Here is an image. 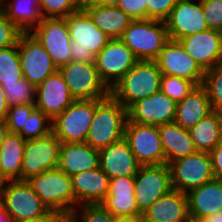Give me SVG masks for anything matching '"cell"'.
Listing matches in <instances>:
<instances>
[{
	"label": "cell",
	"instance_id": "1",
	"mask_svg": "<svg viewBox=\"0 0 222 222\" xmlns=\"http://www.w3.org/2000/svg\"><path fill=\"white\" fill-rule=\"evenodd\" d=\"M127 109L111 94L95 99V114L86 143L94 149H102L124 138Z\"/></svg>",
	"mask_w": 222,
	"mask_h": 222
},
{
	"label": "cell",
	"instance_id": "2",
	"mask_svg": "<svg viewBox=\"0 0 222 222\" xmlns=\"http://www.w3.org/2000/svg\"><path fill=\"white\" fill-rule=\"evenodd\" d=\"M162 72L155 61H138L110 90L127 110L136 102L160 91Z\"/></svg>",
	"mask_w": 222,
	"mask_h": 222
},
{
	"label": "cell",
	"instance_id": "3",
	"mask_svg": "<svg viewBox=\"0 0 222 222\" xmlns=\"http://www.w3.org/2000/svg\"><path fill=\"white\" fill-rule=\"evenodd\" d=\"M27 182L49 211L71 213L76 208L72 178L60 168L49 169L30 177Z\"/></svg>",
	"mask_w": 222,
	"mask_h": 222
},
{
	"label": "cell",
	"instance_id": "4",
	"mask_svg": "<svg viewBox=\"0 0 222 222\" xmlns=\"http://www.w3.org/2000/svg\"><path fill=\"white\" fill-rule=\"evenodd\" d=\"M139 61H154L169 40L165 22L136 19L120 38Z\"/></svg>",
	"mask_w": 222,
	"mask_h": 222
},
{
	"label": "cell",
	"instance_id": "5",
	"mask_svg": "<svg viewBox=\"0 0 222 222\" xmlns=\"http://www.w3.org/2000/svg\"><path fill=\"white\" fill-rule=\"evenodd\" d=\"M95 114V99L75 100L52 120V133L61 143L85 142Z\"/></svg>",
	"mask_w": 222,
	"mask_h": 222
},
{
	"label": "cell",
	"instance_id": "6",
	"mask_svg": "<svg viewBox=\"0 0 222 222\" xmlns=\"http://www.w3.org/2000/svg\"><path fill=\"white\" fill-rule=\"evenodd\" d=\"M171 184L174 190L188 193L214 179L209 152L196 151L169 164Z\"/></svg>",
	"mask_w": 222,
	"mask_h": 222
},
{
	"label": "cell",
	"instance_id": "7",
	"mask_svg": "<svg viewBox=\"0 0 222 222\" xmlns=\"http://www.w3.org/2000/svg\"><path fill=\"white\" fill-rule=\"evenodd\" d=\"M58 70L75 100L104 99L110 95L95 64L70 61Z\"/></svg>",
	"mask_w": 222,
	"mask_h": 222
},
{
	"label": "cell",
	"instance_id": "8",
	"mask_svg": "<svg viewBox=\"0 0 222 222\" xmlns=\"http://www.w3.org/2000/svg\"><path fill=\"white\" fill-rule=\"evenodd\" d=\"M124 138L141 166L165 164L158 126L130 122L127 119Z\"/></svg>",
	"mask_w": 222,
	"mask_h": 222
},
{
	"label": "cell",
	"instance_id": "9",
	"mask_svg": "<svg viewBox=\"0 0 222 222\" xmlns=\"http://www.w3.org/2000/svg\"><path fill=\"white\" fill-rule=\"evenodd\" d=\"M134 195L143 214L155 201L170 192L171 172L168 164L140 166L134 176Z\"/></svg>",
	"mask_w": 222,
	"mask_h": 222
},
{
	"label": "cell",
	"instance_id": "10",
	"mask_svg": "<svg viewBox=\"0 0 222 222\" xmlns=\"http://www.w3.org/2000/svg\"><path fill=\"white\" fill-rule=\"evenodd\" d=\"M139 60L120 39H110L105 47L96 54L95 66L101 80L111 90Z\"/></svg>",
	"mask_w": 222,
	"mask_h": 222
},
{
	"label": "cell",
	"instance_id": "11",
	"mask_svg": "<svg viewBox=\"0 0 222 222\" xmlns=\"http://www.w3.org/2000/svg\"><path fill=\"white\" fill-rule=\"evenodd\" d=\"M1 205L13 220L32 219L51 212L27 180H9L1 198Z\"/></svg>",
	"mask_w": 222,
	"mask_h": 222
},
{
	"label": "cell",
	"instance_id": "12",
	"mask_svg": "<svg viewBox=\"0 0 222 222\" xmlns=\"http://www.w3.org/2000/svg\"><path fill=\"white\" fill-rule=\"evenodd\" d=\"M23 77L38 86L58 69L44 47L31 33H22L17 42Z\"/></svg>",
	"mask_w": 222,
	"mask_h": 222
},
{
	"label": "cell",
	"instance_id": "13",
	"mask_svg": "<svg viewBox=\"0 0 222 222\" xmlns=\"http://www.w3.org/2000/svg\"><path fill=\"white\" fill-rule=\"evenodd\" d=\"M31 34L48 52L57 69L71 61V37L66 18H43Z\"/></svg>",
	"mask_w": 222,
	"mask_h": 222
},
{
	"label": "cell",
	"instance_id": "14",
	"mask_svg": "<svg viewBox=\"0 0 222 222\" xmlns=\"http://www.w3.org/2000/svg\"><path fill=\"white\" fill-rule=\"evenodd\" d=\"M61 142L51 132L45 137L27 140L21 167V180H28L57 167Z\"/></svg>",
	"mask_w": 222,
	"mask_h": 222
},
{
	"label": "cell",
	"instance_id": "15",
	"mask_svg": "<svg viewBox=\"0 0 222 222\" xmlns=\"http://www.w3.org/2000/svg\"><path fill=\"white\" fill-rule=\"evenodd\" d=\"M162 75L176 76L202 85L204 71L185 51L179 41L169 39L154 60Z\"/></svg>",
	"mask_w": 222,
	"mask_h": 222
},
{
	"label": "cell",
	"instance_id": "16",
	"mask_svg": "<svg viewBox=\"0 0 222 222\" xmlns=\"http://www.w3.org/2000/svg\"><path fill=\"white\" fill-rule=\"evenodd\" d=\"M165 24L169 39L176 41L209 29L203 15L201 0H179Z\"/></svg>",
	"mask_w": 222,
	"mask_h": 222
},
{
	"label": "cell",
	"instance_id": "17",
	"mask_svg": "<svg viewBox=\"0 0 222 222\" xmlns=\"http://www.w3.org/2000/svg\"><path fill=\"white\" fill-rule=\"evenodd\" d=\"M178 41L204 72L222 63V32L207 29Z\"/></svg>",
	"mask_w": 222,
	"mask_h": 222
},
{
	"label": "cell",
	"instance_id": "18",
	"mask_svg": "<svg viewBox=\"0 0 222 222\" xmlns=\"http://www.w3.org/2000/svg\"><path fill=\"white\" fill-rule=\"evenodd\" d=\"M177 103L161 90L134 103L128 110L130 122L159 126L174 122Z\"/></svg>",
	"mask_w": 222,
	"mask_h": 222
},
{
	"label": "cell",
	"instance_id": "19",
	"mask_svg": "<svg viewBox=\"0 0 222 222\" xmlns=\"http://www.w3.org/2000/svg\"><path fill=\"white\" fill-rule=\"evenodd\" d=\"M75 99L59 70L36 86V109L45 113L51 120L65 111Z\"/></svg>",
	"mask_w": 222,
	"mask_h": 222
},
{
	"label": "cell",
	"instance_id": "20",
	"mask_svg": "<svg viewBox=\"0 0 222 222\" xmlns=\"http://www.w3.org/2000/svg\"><path fill=\"white\" fill-rule=\"evenodd\" d=\"M70 47H83L98 54L111 39L93 22L89 14L81 7L77 12L66 17Z\"/></svg>",
	"mask_w": 222,
	"mask_h": 222
},
{
	"label": "cell",
	"instance_id": "21",
	"mask_svg": "<svg viewBox=\"0 0 222 222\" xmlns=\"http://www.w3.org/2000/svg\"><path fill=\"white\" fill-rule=\"evenodd\" d=\"M134 176H121L109 179L108 193L101 205L116 218L140 216L135 195Z\"/></svg>",
	"mask_w": 222,
	"mask_h": 222
},
{
	"label": "cell",
	"instance_id": "22",
	"mask_svg": "<svg viewBox=\"0 0 222 222\" xmlns=\"http://www.w3.org/2000/svg\"><path fill=\"white\" fill-rule=\"evenodd\" d=\"M99 163L109 179L135 176L141 166L125 138L100 149Z\"/></svg>",
	"mask_w": 222,
	"mask_h": 222
},
{
	"label": "cell",
	"instance_id": "23",
	"mask_svg": "<svg viewBox=\"0 0 222 222\" xmlns=\"http://www.w3.org/2000/svg\"><path fill=\"white\" fill-rule=\"evenodd\" d=\"M71 178L76 207L101 204L106 198L109 177L100 167L75 174Z\"/></svg>",
	"mask_w": 222,
	"mask_h": 222
},
{
	"label": "cell",
	"instance_id": "24",
	"mask_svg": "<svg viewBox=\"0 0 222 222\" xmlns=\"http://www.w3.org/2000/svg\"><path fill=\"white\" fill-rule=\"evenodd\" d=\"M57 167L70 177L98 168L99 150L86 142L61 143Z\"/></svg>",
	"mask_w": 222,
	"mask_h": 222
},
{
	"label": "cell",
	"instance_id": "25",
	"mask_svg": "<svg viewBox=\"0 0 222 222\" xmlns=\"http://www.w3.org/2000/svg\"><path fill=\"white\" fill-rule=\"evenodd\" d=\"M187 194L190 220H199L222 211V180L212 179Z\"/></svg>",
	"mask_w": 222,
	"mask_h": 222
},
{
	"label": "cell",
	"instance_id": "26",
	"mask_svg": "<svg viewBox=\"0 0 222 222\" xmlns=\"http://www.w3.org/2000/svg\"><path fill=\"white\" fill-rule=\"evenodd\" d=\"M143 214L158 222H189L187 194L172 189L155 201Z\"/></svg>",
	"mask_w": 222,
	"mask_h": 222
},
{
	"label": "cell",
	"instance_id": "27",
	"mask_svg": "<svg viewBox=\"0 0 222 222\" xmlns=\"http://www.w3.org/2000/svg\"><path fill=\"white\" fill-rule=\"evenodd\" d=\"M94 24L111 39L121 38L125 29L134 20L118 6L82 4Z\"/></svg>",
	"mask_w": 222,
	"mask_h": 222
},
{
	"label": "cell",
	"instance_id": "28",
	"mask_svg": "<svg viewBox=\"0 0 222 222\" xmlns=\"http://www.w3.org/2000/svg\"><path fill=\"white\" fill-rule=\"evenodd\" d=\"M212 111L207 91L199 85L177 103L174 122L189 130Z\"/></svg>",
	"mask_w": 222,
	"mask_h": 222
},
{
	"label": "cell",
	"instance_id": "29",
	"mask_svg": "<svg viewBox=\"0 0 222 222\" xmlns=\"http://www.w3.org/2000/svg\"><path fill=\"white\" fill-rule=\"evenodd\" d=\"M158 129L166 164L197 151L189 131L176 122L159 125Z\"/></svg>",
	"mask_w": 222,
	"mask_h": 222
},
{
	"label": "cell",
	"instance_id": "30",
	"mask_svg": "<svg viewBox=\"0 0 222 222\" xmlns=\"http://www.w3.org/2000/svg\"><path fill=\"white\" fill-rule=\"evenodd\" d=\"M1 8L22 33H31L43 19L40 0H6Z\"/></svg>",
	"mask_w": 222,
	"mask_h": 222
},
{
	"label": "cell",
	"instance_id": "31",
	"mask_svg": "<svg viewBox=\"0 0 222 222\" xmlns=\"http://www.w3.org/2000/svg\"><path fill=\"white\" fill-rule=\"evenodd\" d=\"M188 131L195 149L210 153L222 139V112L212 111Z\"/></svg>",
	"mask_w": 222,
	"mask_h": 222
},
{
	"label": "cell",
	"instance_id": "32",
	"mask_svg": "<svg viewBox=\"0 0 222 222\" xmlns=\"http://www.w3.org/2000/svg\"><path fill=\"white\" fill-rule=\"evenodd\" d=\"M26 141L20 134L9 132L0 148V170L9 180H21Z\"/></svg>",
	"mask_w": 222,
	"mask_h": 222
},
{
	"label": "cell",
	"instance_id": "33",
	"mask_svg": "<svg viewBox=\"0 0 222 222\" xmlns=\"http://www.w3.org/2000/svg\"><path fill=\"white\" fill-rule=\"evenodd\" d=\"M23 78L17 44L0 49V85L18 83Z\"/></svg>",
	"mask_w": 222,
	"mask_h": 222
},
{
	"label": "cell",
	"instance_id": "34",
	"mask_svg": "<svg viewBox=\"0 0 222 222\" xmlns=\"http://www.w3.org/2000/svg\"><path fill=\"white\" fill-rule=\"evenodd\" d=\"M8 106L35 104L36 86L22 78L18 83L2 84Z\"/></svg>",
	"mask_w": 222,
	"mask_h": 222
},
{
	"label": "cell",
	"instance_id": "35",
	"mask_svg": "<svg viewBox=\"0 0 222 222\" xmlns=\"http://www.w3.org/2000/svg\"><path fill=\"white\" fill-rule=\"evenodd\" d=\"M202 86L207 91L212 110L222 112V63L204 72Z\"/></svg>",
	"mask_w": 222,
	"mask_h": 222
},
{
	"label": "cell",
	"instance_id": "36",
	"mask_svg": "<svg viewBox=\"0 0 222 222\" xmlns=\"http://www.w3.org/2000/svg\"><path fill=\"white\" fill-rule=\"evenodd\" d=\"M52 132V120L42 111L35 109L27 119L26 128L20 134L25 140L37 139Z\"/></svg>",
	"mask_w": 222,
	"mask_h": 222
},
{
	"label": "cell",
	"instance_id": "37",
	"mask_svg": "<svg viewBox=\"0 0 222 222\" xmlns=\"http://www.w3.org/2000/svg\"><path fill=\"white\" fill-rule=\"evenodd\" d=\"M197 85L184 78L162 75L160 90L176 103L182 101Z\"/></svg>",
	"mask_w": 222,
	"mask_h": 222
},
{
	"label": "cell",
	"instance_id": "38",
	"mask_svg": "<svg viewBox=\"0 0 222 222\" xmlns=\"http://www.w3.org/2000/svg\"><path fill=\"white\" fill-rule=\"evenodd\" d=\"M82 7V0H40L43 18H66Z\"/></svg>",
	"mask_w": 222,
	"mask_h": 222
},
{
	"label": "cell",
	"instance_id": "39",
	"mask_svg": "<svg viewBox=\"0 0 222 222\" xmlns=\"http://www.w3.org/2000/svg\"><path fill=\"white\" fill-rule=\"evenodd\" d=\"M70 214L72 222H115L117 219L101 204L77 206Z\"/></svg>",
	"mask_w": 222,
	"mask_h": 222
},
{
	"label": "cell",
	"instance_id": "40",
	"mask_svg": "<svg viewBox=\"0 0 222 222\" xmlns=\"http://www.w3.org/2000/svg\"><path fill=\"white\" fill-rule=\"evenodd\" d=\"M35 109V104L10 106L5 119L9 132L18 134L26 128L27 119Z\"/></svg>",
	"mask_w": 222,
	"mask_h": 222
},
{
	"label": "cell",
	"instance_id": "41",
	"mask_svg": "<svg viewBox=\"0 0 222 222\" xmlns=\"http://www.w3.org/2000/svg\"><path fill=\"white\" fill-rule=\"evenodd\" d=\"M201 3L208 28L222 32V0H201Z\"/></svg>",
	"mask_w": 222,
	"mask_h": 222
},
{
	"label": "cell",
	"instance_id": "42",
	"mask_svg": "<svg viewBox=\"0 0 222 222\" xmlns=\"http://www.w3.org/2000/svg\"><path fill=\"white\" fill-rule=\"evenodd\" d=\"M22 32L6 17L0 8V49L15 46Z\"/></svg>",
	"mask_w": 222,
	"mask_h": 222
},
{
	"label": "cell",
	"instance_id": "43",
	"mask_svg": "<svg viewBox=\"0 0 222 222\" xmlns=\"http://www.w3.org/2000/svg\"><path fill=\"white\" fill-rule=\"evenodd\" d=\"M179 0H146L147 19L165 22Z\"/></svg>",
	"mask_w": 222,
	"mask_h": 222
},
{
	"label": "cell",
	"instance_id": "44",
	"mask_svg": "<svg viewBox=\"0 0 222 222\" xmlns=\"http://www.w3.org/2000/svg\"><path fill=\"white\" fill-rule=\"evenodd\" d=\"M146 0H120L117 5L134 20L147 19Z\"/></svg>",
	"mask_w": 222,
	"mask_h": 222
},
{
	"label": "cell",
	"instance_id": "45",
	"mask_svg": "<svg viewBox=\"0 0 222 222\" xmlns=\"http://www.w3.org/2000/svg\"><path fill=\"white\" fill-rule=\"evenodd\" d=\"M71 61H76L86 64H95L96 55L88 48L70 47Z\"/></svg>",
	"mask_w": 222,
	"mask_h": 222
},
{
	"label": "cell",
	"instance_id": "46",
	"mask_svg": "<svg viewBox=\"0 0 222 222\" xmlns=\"http://www.w3.org/2000/svg\"><path fill=\"white\" fill-rule=\"evenodd\" d=\"M210 156L214 178L222 180V139L210 152Z\"/></svg>",
	"mask_w": 222,
	"mask_h": 222
},
{
	"label": "cell",
	"instance_id": "47",
	"mask_svg": "<svg viewBox=\"0 0 222 222\" xmlns=\"http://www.w3.org/2000/svg\"><path fill=\"white\" fill-rule=\"evenodd\" d=\"M42 222H72V217L67 212L51 211L46 216H42Z\"/></svg>",
	"mask_w": 222,
	"mask_h": 222
},
{
	"label": "cell",
	"instance_id": "48",
	"mask_svg": "<svg viewBox=\"0 0 222 222\" xmlns=\"http://www.w3.org/2000/svg\"><path fill=\"white\" fill-rule=\"evenodd\" d=\"M9 106L7 104L6 95L0 85V120H5Z\"/></svg>",
	"mask_w": 222,
	"mask_h": 222
},
{
	"label": "cell",
	"instance_id": "49",
	"mask_svg": "<svg viewBox=\"0 0 222 222\" xmlns=\"http://www.w3.org/2000/svg\"><path fill=\"white\" fill-rule=\"evenodd\" d=\"M120 0H82V4H93L102 6H117Z\"/></svg>",
	"mask_w": 222,
	"mask_h": 222
},
{
	"label": "cell",
	"instance_id": "50",
	"mask_svg": "<svg viewBox=\"0 0 222 222\" xmlns=\"http://www.w3.org/2000/svg\"><path fill=\"white\" fill-rule=\"evenodd\" d=\"M9 133L8 126L5 120H0V148L4 142L6 135Z\"/></svg>",
	"mask_w": 222,
	"mask_h": 222
},
{
	"label": "cell",
	"instance_id": "51",
	"mask_svg": "<svg viewBox=\"0 0 222 222\" xmlns=\"http://www.w3.org/2000/svg\"><path fill=\"white\" fill-rule=\"evenodd\" d=\"M198 222H222V211L217 212L209 217L201 218Z\"/></svg>",
	"mask_w": 222,
	"mask_h": 222
},
{
	"label": "cell",
	"instance_id": "52",
	"mask_svg": "<svg viewBox=\"0 0 222 222\" xmlns=\"http://www.w3.org/2000/svg\"><path fill=\"white\" fill-rule=\"evenodd\" d=\"M8 182H9V179L0 170V199L3 196V193L5 191V188H6Z\"/></svg>",
	"mask_w": 222,
	"mask_h": 222
},
{
	"label": "cell",
	"instance_id": "53",
	"mask_svg": "<svg viewBox=\"0 0 222 222\" xmlns=\"http://www.w3.org/2000/svg\"><path fill=\"white\" fill-rule=\"evenodd\" d=\"M0 222H13L12 216L0 205Z\"/></svg>",
	"mask_w": 222,
	"mask_h": 222
},
{
	"label": "cell",
	"instance_id": "54",
	"mask_svg": "<svg viewBox=\"0 0 222 222\" xmlns=\"http://www.w3.org/2000/svg\"><path fill=\"white\" fill-rule=\"evenodd\" d=\"M115 222H141V215L133 218H117Z\"/></svg>",
	"mask_w": 222,
	"mask_h": 222
},
{
	"label": "cell",
	"instance_id": "55",
	"mask_svg": "<svg viewBox=\"0 0 222 222\" xmlns=\"http://www.w3.org/2000/svg\"><path fill=\"white\" fill-rule=\"evenodd\" d=\"M13 222H42V216L25 220H13Z\"/></svg>",
	"mask_w": 222,
	"mask_h": 222
},
{
	"label": "cell",
	"instance_id": "56",
	"mask_svg": "<svg viewBox=\"0 0 222 222\" xmlns=\"http://www.w3.org/2000/svg\"><path fill=\"white\" fill-rule=\"evenodd\" d=\"M141 222H158V221L153 220L151 218H147L144 214H141Z\"/></svg>",
	"mask_w": 222,
	"mask_h": 222
},
{
	"label": "cell",
	"instance_id": "57",
	"mask_svg": "<svg viewBox=\"0 0 222 222\" xmlns=\"http://www.w3.org/2000/svg\"><path fill=\"white\" fill-rule=\"evenodd\" d=\"M6 0H0V8L4 5Z\"/></svg>",
	"mask_w": 222,
	"mask_h": 222
},
{
	"label": "cell",
	"instance_id": "58",
	"mask_svg": "<svg viewBox=\"0 0 222 222\" xmlns=\"http://www.w3.org/2000/svg\"><path fill=\"white\" fill-rule=\"evenodd\" d=\"M189 222H198L197 220H190Z\"/></svg>",
	"mask_w": 222,
	"mask_h": 222
}]
</instances>
